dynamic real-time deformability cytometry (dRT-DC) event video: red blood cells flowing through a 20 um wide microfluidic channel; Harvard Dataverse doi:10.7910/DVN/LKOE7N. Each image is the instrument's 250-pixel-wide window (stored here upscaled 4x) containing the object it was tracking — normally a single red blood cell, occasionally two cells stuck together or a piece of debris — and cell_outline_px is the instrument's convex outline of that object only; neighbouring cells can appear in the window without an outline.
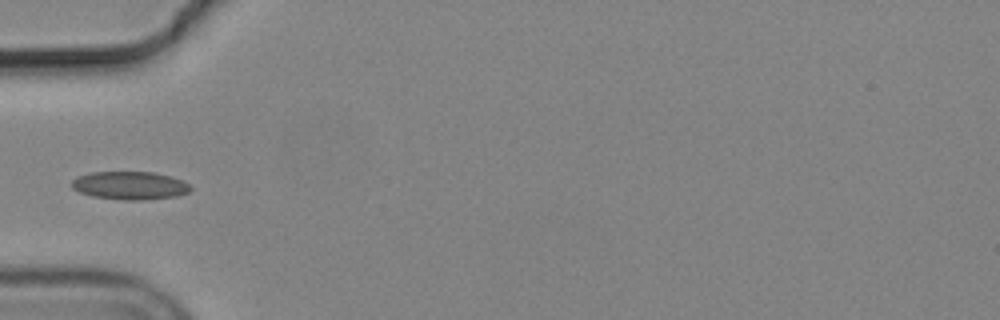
{"species": "common noctule bat (a hibernating species)", "species_latin": "Nyctalus noctula", "temperature_condition": "cold", "stored_images_in_passage": 38, "camera_frame_rate_fps": 3000, "um_per_image_px": 0.085, "animal": {"sex": "male", "body_mass_g": 19.2, "forearm_length_mm": 51.8}, "frame": {"image": 1, "passage_image": 1, "time_ms": 0.0, "image_size_px": [1000, 320], "cell_outline_px": [[192, 188], [188, 192], [176, 196], [144, 200], [120, 200], [92, 196], [80, 192], [72, 188], [72, 180], [76, 176], [92, 172], [152, 172], [168, 176], [180, 180], [188, 184]], "centroid_in_image_um": [11.0, 15.77], "position_along_channel_um": 74.0, "area_um2": 19.36}}
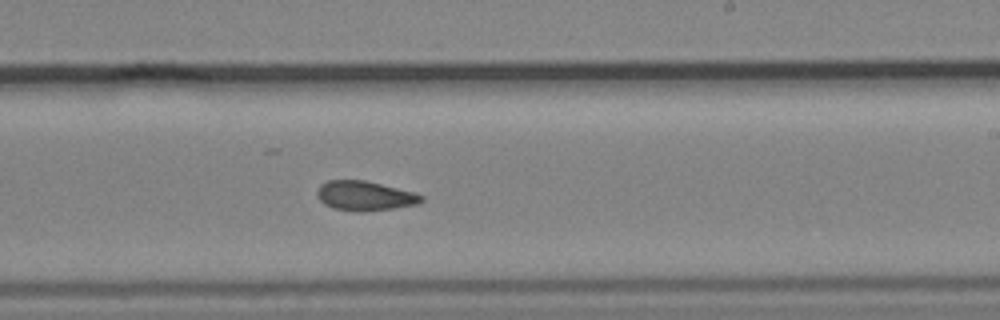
{"frame": {"image": 2, "passage_image": 16, "time_ms": 5.0, "image_size_px": [1000, 320], "cell_outline_px": [[424, 200], [416, 204], [392, 208], [360, 212], [332, 208], [324, 204], [320, 200], [316, 192], [320, 184], [328, 180], [364, 180], [416, 192], [424, 196]], "centroid_in_image_um": [31.0, 16.64], "position_along_channel_um": 258.0, "area_um2": 17.98}}
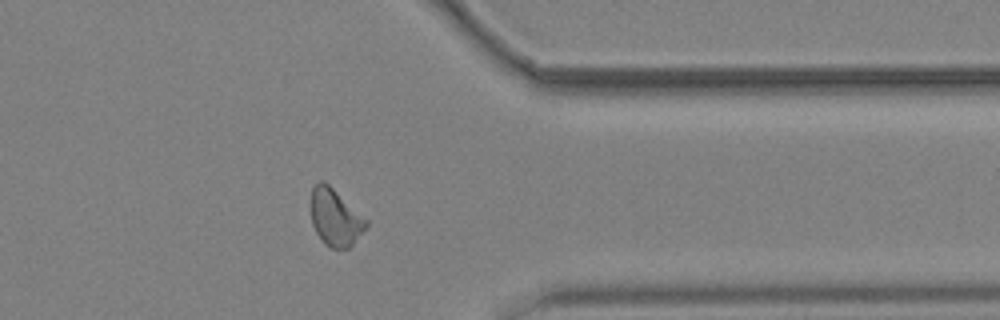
{"frame": {"image": 3, "passage_image": 27, "time_ms": 8.667, "image_size_px": [1000, 320], "cell_outline_px": [[368, 228], [348, 248], [332, 248], [324, 244], [316, 232], [312, 224], [312, 188], [320, 180], [324, 180], [368, 220]], "centroid_in_image_um": [28.52, 18.49], "position_along_channel_um": 382.9, "area_um2": 18.21}, "authors_computed_cell_mechanics": {"area_um2": 18.0914, "velocity_mm_per_s": 3.6758, "shape_relaxation_time_tau1_ms": null, "shape_relaxation_time_tau2_ms": 4.6474, "deformation_change_tau1": null, "deformation_change_tau2": 0.0924}}